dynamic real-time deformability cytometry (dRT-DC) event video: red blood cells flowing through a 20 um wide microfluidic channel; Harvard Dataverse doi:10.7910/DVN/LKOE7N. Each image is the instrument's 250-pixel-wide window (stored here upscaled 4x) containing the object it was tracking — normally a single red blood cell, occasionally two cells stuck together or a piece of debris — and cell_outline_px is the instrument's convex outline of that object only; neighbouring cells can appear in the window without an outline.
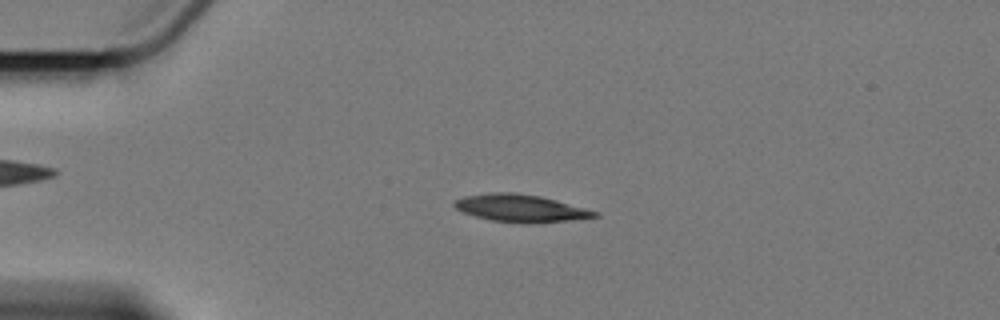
{"species": "Egyptian fruit bat (a non-hibernating species)", "species_latin": "Rousettus aegyptiacus", "temperature_condition": "cold", "stored_images_in_passage": 3, "camera_frame_rate_fps": 3000, "um_per_image_px": 0.085, "animal": {"sex": "female"}, "frame": {"image": 1, "passage_image": 2, "time_ms": 1.667, "image_size_px": [1000, 320], "cell_outline_px": [[600, 216], [564, 220], [492, 220], [476, 216], [464, 212], [456, 208], [452, 204], [456, 200], [464, 196], [488, 192], [516, 192], [540, 196], [556, 200], [600, 212]], "centroid_in_image_um": [44.21, 17.63], "position_along_channel_um": 40.8, "area_um2": 21.21}}
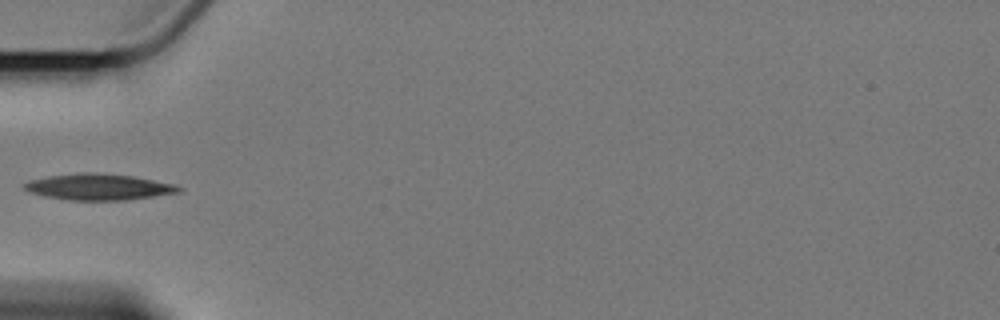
{"frame": {"image": 2, "passage_image": 3, "time_ms": 3.667, "image_size_px": [1000, 320], "cell_outline_px": [[180, 188], [176, 192], [152, 196], [124, 200], [68, 200], [44, 196], [32, 192], [24, 188], [24, 184], [28, 180], [48, 176], [80, 172], [92, 172], [132, 176], [172, 184]], "centroid_in_image_um": [8.28, 15.88], "position_along_channel_um": 76.7, "area_um2": 23.06}}